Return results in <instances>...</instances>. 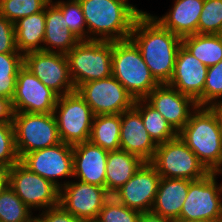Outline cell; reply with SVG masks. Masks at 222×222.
Instances as JSON below:
<instances>
[{
	"label": "cell",
	"instance_id": "obj_22",
	"mask_svg": "<svg viewBox=\"0 0 222 222\" xmlns=\"http://www.w3.org/2000/svg\"><path fill=\"white\" fill-rule=\"evenodd\" d=\"M191 180L161 177L152 212L170 220H178Z\"/></svg>",
	"mask_w": 222,
	"mask_h": 222
},
{
	"label": "cell",
	"instance_id": "obj_12",
	"mask_svg": "<svg viewBox=\"0 0 222 222\" xmlns=\"http://www.w3.org/2000/svg\"><path fill=\"white\" fill-rule=\"evenodd\" d=\"M111 197L106 188L81 181H63L59 205L84 222H95L104 203Z\"/></svg>",
	"mask_w": 222,
	"mask_h": 222
},
{
	"label": "cell",
	"instance_id": "obj_14",
	"mask_svg": "<svg viewBox=\"0 0 222 222\" xmlns=\"http://www.w3.org/2000/svg\"><path fill=\"white\" fill-rule=\"evenodd\" d=\"M20 162L30 171L53 182L57 187L63 186L59 178L73 177V146L64 142L25 154Z\"/></svg>",
	"mask_w": 222,
	"mask_h": 222
},
{
	"label": "cell",
	"instance_id": "obj_38",
	"mask_svg": "<svg viewBox=\"0 0 222 222\" xmlns=\"http://www.w3.org/2000/svg\"><path fill=\"white\" fill-rule=\"evenodd\" d=\"M65 27L67 25L62 11L51 0L45 7V28L64 29Z\"/></svg>",
	"mask_w": 222,
	"mask_h": 222
},
{
	"label": "cell",
	"instance_id": "obj_29",
	"mask_svg": "<svg viewBox=\"0 0 222 222\" xmlns=\"http://www.w3.org/2000/svg\"><path fill=\"white\" fill-rule=\"evenodd\" d=\"M33 213L10 186L0 194V222H30Z\"/></svg>",
	"mask_w": 222,
	"mask_h": 222
},
{
	"label": "cell",
	"instance_id": "obj_32",
	"mask_svg": "<svg viewBox=\"0 0 222 222\" xmlns=\"http://www.w3.org/2000/svg\"><path fill=\"white\" fill-rule=\"evenodd\" d=\"M198 34H222V0H204Z\"/></svg>",
	"mask_w": 222,
	"mask_h": 222
},
{
	"label": "cell",
	"instance_id": "obj_17",
	"mask_svg": "<svg viewBox=\"0 0 222 222\" xmlns=\"http://www.w3.org/2000/svg\"><path fill=\"white\" fill-rule=\"evenodd\" d=\"M207 71L208 67L181 45L177 53L174 72L168 85L191 97L197 106L202 107V93Z\"/></svg>",
	"mask_w": 222,
	"mask_h": 222
},
{
	"label": "cell",
	"instance_id": "obj_25",
	"mask_svg": "<svg viewBox=\"0 0 222 222\" xmlns=\"http://www.w3.org/2000/svg\"><path fill=\"white\" fill-rule=\"evenodd\" d=\"M121 114L94 116L89 142L104 150L120 149Z\"/></svg>",
	"mask_w": 222,
	"mask_h": 222
},
{
	"label": "cell",
	"instance_id": "obj_37",
	"mask_svg": "<svg viewBox=\"0 0 222 222\" xmlns=\"http://www.w3.org/2000/svg\"><path fill=\"white\" fill-rule=\"evenodd\" d=\"M0 53H20L16 46L14 24L0 14Z\"/></svg>",
	"mask_w": 222,
	"mask_h": 222
},
{
	"label": "cell",
	"instance_id": "obj_6",
	"mask_svg": "<svg viewBox=\"0 0 222 222\" xmlns=\"http://www.w3.org/2000/svg\"><path fill=\"white\" fill-rule=\"evenodd\" d=\"M15 145L19 158L61 143L53 113L14 112Z\"/></svg>",
	"mask_w": 222,
	"mask_h": 222
},
{
	"label": "cell",
	"instance_id": "obj_10",
	"mask_svg": "<svg viewBox=\"0 0 222 222\" xmlns=\"http://www.w3.org/2000/svg\"><path fill=\"white\" fill-rule=\"evenodd\" d=\"M9 186L31 211H44L59 205L60 188L30 171L20 161L10 168Z\"/></svg>",
	"mask_w": 222,
	"mask_h": 222
},
{
	"label": "cell",
	"instance_id": "obj_33",
	"mask_svg": "<svg viewBox=\"0 0 222 222\" xmlns=\"http://www.w3.org/2000/svg\"><path fill=\"white\" fill-rule=\"evenodd\" d=\"M80 40L70 31L45 28L43 51L67 54Z\"/></svg>",
	"mask_w": 222,
	"mask_h": 222
},
{
	"label": "cell",
	"instance_id": "obj_21",
	"mask_svg": "<svg viewBox=\"0 0 222 222\" xmlns=\"http://www.w3.org/2000/svg\"><path fill=\"white\" fill-rule=\"evenodd\" d=\"M204 0H175L172 9L166 14L152 16L164 28L180 38L198 34V22L203 9Z\"/></svg>",
	"mask_w": 222,
	"mask_h": 222
},
{
	"label": "cell",
	"instance_id": "obj_35",
	"mask_svg": "<svg viewBox=\"0 0 222 222\" xmlns=\"http://www.w3.org/2000/svg\"><path fill=\"white\" fill-rule=\"evenodd\" d=\"M19 161L13 122H0V167L10 169Z\"/></svg>",
	"mask_w": 222,
	"mask_h": 222
},
{
	"label": "cell",
	"instance_id": "obj_19",
	"mask_svg": "<svg viewBox=\"0 0 222 222\" xmlns=\"http://www.w3.org/2000/svg\"><path fill=\"white\" fill-rule=\"evenodd\" d=\"M157 146L145 129L141 114L134 107L121 113V150L138 156L144 162H151Z\"/></svg>",
	"mask_w": 222,
	"mask_h": 222
},
{
	"label": "cell",
	"instance_id": "obj_20",
	"mask_svg": "<svg viewBox=\"0 0 222 222\" xmlns=\"http://www.w3.org/2000/svg\"><path fill=\"white\" fill-rule=\"evenodd\" d=\"M108 151L91 142L73 146V177L105 188Z\"/></svg>",
	"mask_w": 222,
	"mask_h": 222
},
{
	"label": "cell",
	"instance_id": "obj_4",
	"mask_svg": "<svg viewBox=\"0 0 222 222\" xmlns=\"http://www.w3.org/2000/svg\"><path fill=\"white\" fill-rule=\"evenodd\" d=\"M112 76L134 100L145 99L159 85L144 62L139 48L130 38L113 41Z\"/></svg>",
	"mask_w": 222,
	"mask_h": 222
},
{
	"label": "cell",
	"instance_id": "obj_13",
	"mask_svg": "<svg viewBox=\"0 0 222 222\" xmlns=\"http://www.w3.org/2000/svg\"><path fill=\"white\" fill-rule=\"evenodd\" d=\"M24 66L59 96L75 92L66 54L32 51L24 54Z\"/></svg>",
	"mask_w": 222,
	"mask_h": 222
},
{
	"label": "cell",
	"instance_id": "obj_7",
	"mask_svg": "<svg viewBox=\"0 0 222 222\" xmlns=\"http://www.w3.org/2000/svg\"><path fill=\"white\" fill-rule=\"evenodd\" d=\"M150 163L164 178L195 181L210 173L179 136L158 144Z\"/></svg>",
	"mask_w": 222,
	"mask_h": 222
},
{
	"label": "cell",
	"instance_id": "obj_34",
	"mask_svg": "<svg viewBox=\"0 0 222 222\" xmlns=\"http://www.w3.org/2000/svg\"><path fill=\"white\" fill-rule=\"evenodd\" d=\"M140 215L139 211L128 208L111 196L95 222H139Z\"/></svg>",
	"mask_w": 222,
	"mask_h": 222
},
{
	"label": "cell",
	"instance_id": "obj_40",
	"mask_svg": "<svg viewBox=\"0 0 222 222\" xmlns=\"http://www.w3.org/2000/svg\"><path fill=\"white\" fill-rule=\"evenodd\" d=\"M12 101L0 96V122H13Z\"/></svg>",
	"mask_w": 222,
	"mask_h": 222
},
{
	"label": "cell",
	"instance_id": "obj_45",
	"mask_svg": "<svg viewBox=\"0 0 222 222\" xmlns=\"http://www.w3.org/2000/svg\"><path fill=\"white\" fill-rule=\"evenodd\" d=\"M30 222H45L39 215L33 216Z\"/></svg>",
	"mask_w": 222,
	"mask_h": 222
},
{
	"label": "cell",
	"instance_id": "obj_3",
	"mask_svg": "<svg viewBox=\"0 0 222 222\" xmlns=\"http://www.w3.org/2000/svg\"><path fill=\"white\" fill-rule=\"evenodd\" d=\"M178 136L209 172L222 175V132L219 117L211 107L198 106Z\"/></svg>",
	"mask_w": 222,
	"mask_h": 222
},
{
	"label": "cell",
	"instance_id": "obj_41",
	"mask_svg": "<svg viewBox=\"0 0 222 222\" xmlns=\"http://www.w3.org/2000/svg\"><path fill=\"white\" fill-rule=\"evenodd\" d=\"M139 222H173V220L162 217L152 211H146L141 213Z\"/></svg>",
	"mask_w": 222,
	"mask_h": 222
},
{
	"label": "cell",
	"instance_id": "obj_1",
	"mask_svg": "<svg viewBox=\"0 0 222 222\" xmlns=\"http://www.w3.org/2000/svg\"><path fill=\"white\" fill-rule=\"evenodd\" d=\"M130 39L139 48L155 80L168 84L182 38L164 28L150 13L143 12L135 21Z\"/></svg>",
	"mask_w": 222,
	"mask_h": 222
},
{
	"label": "cell",
	"instance_id": "obj_2",
	"mask_svg": "<svg viewBox=\"0 0 222 222\" xmlns=\"http://www.w3.org/2000/svg\"><path fill=\"white\" fill-rule=\"evenodd\" d=\"M88 29V41L130 38L137 18L144 12L128 0H79Z\"/></svg>",
	"mask_w": 222,
	"mask_h": 222
},
{
	"label": "cell",
	"instance_id": "obj_18",
	"mask_svg": "<svg viewBox=\"0 0 222 222\" xmlns=\"http://www.w3.org/2000/svg\"><path fill=\"white\" fill-rule=\"evenodd\" d=\"M145 100L167 120L177 133L198 107L191 97L180 93L168 84H159Z\"/></svg>",
	"mask_w": 222,
	"mask_h": 222
},
{
	"label": "cell",
	"instance_id": "obj_30",
	"mask_svg": "<svg viewBox=\"0 0 222 222\" xmlns=\"http://www.w3.org/2000/svg\"><path fill=\"white\" fill-rule=\"evenodd\" d=\"M64 16L65 25L80 40L88 41V29L79 0L52 1Z\"/></svg>",
	"mask_w": 222,
	"mask_h": 222
},
{
	"label": "cell",
	"instance_id": "obj_36",
	"mask_svg": "<svg viewBox=\"0 0 222 222\" xmlns=\"http://www.w3.org/2000/svg\"><path fill=\"white\" fill-rule=\"evenodd\" d=\"M222 99V60L208 67L206 82L202 93V107H211Z\"/></svg>",
	"mask_w": 222,
	"mask_h": 222
},
{
	"label": "cell",
	"instance_id": "obj_31",
	"mask_svg": "<svg viewBox=\"0 0 222 222\" xmlns=\"http://www.w3.org/2000/svg\"><path fill=\"white\" fill-rule=\"evenodd\" d=\"M51 0H0V14L13 24L23 17L43 11Z\"/></svg>",
	"mask_w": 222,
	"mask_h": 222
},
{
	"label": "cell",
	"instance_id": "obj_15",
	"mask_svg": "<svg viewBox=\"0 0 222 222\" xmlns=\"http://www.w3.org/2000/svg\"><path fill=\"white\" fill-rule=\"evenodd\" d=\"M58 97L24 65L19 69L12 99L14 112L53 113Z\"/></svg>",
	"mask_w": 222,
	"mask_h": 222
},
{
	"label": "cell",
	"instance_id": "obj_11",
	"mask_svg": "<svg viewBox=\"0 0 222 222\" xmlns=\"http://www.w3.org/2000/svg\"><path fill=\"white\" fill-rule=\"evenodd\" d=\"M76 91L94 115L121 114L134 106V98L112 75L81 84Z\"/></svg>",
	"mask_w": 222,
	"mask_h": 222
},
{
	"label": "cell",
	"instance_id": "obj_27",
	"mask_svg": "<svg viewBox=\"0 0 222 222\" xmlns=\"http://www.w3.org/2000/svg\"><path fill=\"white\" fill-rule=\"evenodd\" d=\"M133 107L141 114L145 129L157 145L178 136L167 120L145 99L135 100Z\"/></svg>",
	"mask_w": 222,
	"mask_h": 222
},
{
	"label": "cell",
	"instance_id": "obj_26",
	"mask_svg": "<svg viewBox=\"0 0 222 222\" xmlns=\"http://www.w3.org/2000/svg\"><path fill=\"white\" fill-rule=\"evenodd\" d=\"M182 45L207 67L222 60V34H194L182 38Z\"/></svg>",
	"mask_w": 222,
	"mask_h": 222
},
{
	"label": "cell",
	"instance_id": "obj_8",
	"mask_svg": "<svg viewBox=\"0 0 222 222\" xmlns=\"http://www.w3.org/2000/svg\"><path fill=\"white\" fill-rule=\"evenodd\" d=\"M53 114L62 142L74 146L89 140L95 115L77 91L59 96Z\"/></svg>",
	"mask_w": 222,
	"mask_h": 222
},
{
	"label": "cell",
	"instance_id": "obj_28",
	"mask_svg": "<svg viewBox=\"0 0 222 222\" xmlns=\"http://www.w3.org/2000/svg\"><path fill=\"white\" fill-rule=\"evenodd\" d=\"M23 65L24 55L22 53H0V96L12 101L17 74Z\"/></svg>",
	"mask_w": 222,
	"mask_h": 222
},
{
	"label": "cell",
	"instance_id": "obj_16",
	"mask_svg": "<svg viewBox=\"0 0 222 222\" xmlns=\"http://www.w3.org/2000/svg\"><path fill=\"white\" fill-rule=\"evenodd\" d=\"M160 179L156 168L150 162H145L112 196L140 213L151 211Z\"/></svg>",
	"mask_w": 222,
	"mask_h": 222
},
{
	"label": "cell",
	"instance_id": "obj_42",
	"mask_svg": "<svg viewBox=\"0 0 222 222\" xmlns=\"http://www.w3.org/2000/svg\"><path fill=\"white\" fill-rule=\"evenodd\" d=\"M9 171L8 168L0 167V194L9 187Z\"/></svg>",
	"mask_w": 222,
	"mask_h": 222
},
{
	"label": "cell",
	"instance_id": "obj_39",
	"mask_svg": "<svg viewBox=\"0 0 222 222\" xmlns=\"http://www.w3.org/2000/svg\"><path fill=\"white\" fill-rule=\"evenodd\" d=\"M39 216L45 222H84L65 211L60 205L42 211Z\"/></svg>",
	"mask_w": 222,
	"mask_h": 222
},
{
	"label": "cell",
	"instance_id": "obj_44",
	"mask_svg": "<svg viewBox=\"0 0 222 222\" xmlns=\"http://www.w3.org/2000/svg\"><path fill=\"white\" fill-rule=\"evenodd\" d=\"M173 222H211L208 220H182V219H178V220H174Z\"/></svg>",
	"mask_w": 222,
	"mask_h": 222
},
{
	"label": "cell",
	"instance_id": "obj_24",
	"mask_svg": "<svg viewBox=\"0 0 222 222\" xmlns=\"http://www.w3.org/2000/svg\"><path fill=\"white\" fill-rule=\"evenodd\" d=\"M17 50L23 55L32 51H43L45 37V9L21 18L14 23Z\"/></svg>",
	"mask_w": 222,
	"mask_h": 222
},
{
	"label": "cell",
	"instance_id": "obj_43",
	"mask_svg": "<svg viewBox=\"0 0 222 222\" xmlns=\"http://www.w3.org/2000/svg\"><path fill=\"white\" fill-rule=\"evenodd\" d=\"M211 108L217 113L220 123H222V99H219Z\"/></svg>",
	"mask_w": 222,
	"mask_h": 222
},
{
	"label": "cell",
	"instance_id": "obj_5",
	"mask_svg": "<svg viewBox=\"0 0 222 222\" xmlns=\"http://www.w3.org/2000/svg\"><path fill=\"white\" fill-rule=\"evenodd\" d=\"M113 41H79L67 54L75 89L112 75Z\"/></svg>",
	"mask_w": 222,
	"mask_h": 222
},
{
	"label": "cell",
	"instance_id": "obj_23",
	"mask_svg": "<svg viewBox=\"0 0 222 222\" xmlns=\"http://www.w3.org/2000/svg\"><path fill=\"white\" fill-rule=\"evenodd\" d=\"M145 162L124 150L109 151L106 164L105 188L112 196Z\"/></svg>",
	"mask_w": 222,
	"mask_h": 222
},
{
	"label": "cell",
	"instance_id": "obj_9",
	"mask_svg": "<svg viewBox=\"0 0 222 222\" xmlns=\"http://www.w3.org/2000/svg\"><path fill=\"white\" fill-rule=\"evenodd\" d=\"M219 174L210 172L204 178L189 183L179 219L222 221V183L216 181Z\"/></svg>",
	"mask_w": 222,
	"mask_h": 222
}]
</instances>
